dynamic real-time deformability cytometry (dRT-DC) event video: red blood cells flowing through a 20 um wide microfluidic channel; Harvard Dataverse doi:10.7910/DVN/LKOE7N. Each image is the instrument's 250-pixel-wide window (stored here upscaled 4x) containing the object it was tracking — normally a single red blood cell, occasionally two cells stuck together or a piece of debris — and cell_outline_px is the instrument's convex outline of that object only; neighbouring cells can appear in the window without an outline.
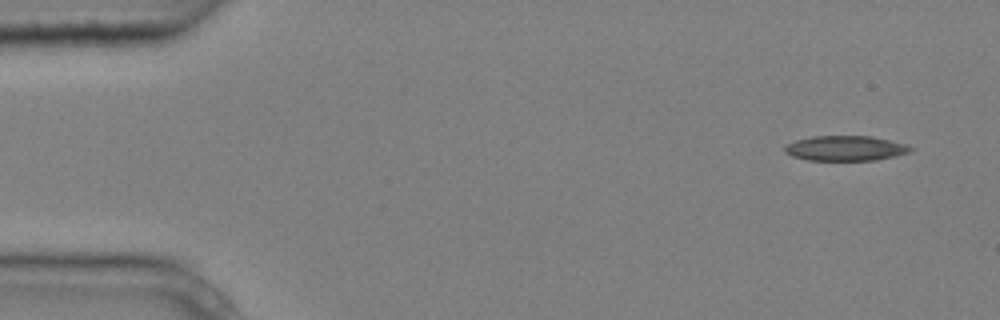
{"species": "common noctule bat (a hibernating species)", "species_latin": "Nyctalus noctula", "temperature_condition": "cold", "stored_images_in_passage": 6, "camera_frame_rate_fps": 3000, "um_per_image_px": 0.085, "animal": {"sex": "male", "body_mass_g": 20.4}, "frame": {"image": 1, "passage_image": 1, "time_ms": 0.0, "image_size_px": [1000, 320], "cell_outline_px": [[912, 148], [908, 152], [896, 156], [876, 160], [808, 160], [792, 156], [784, 152], [784, 144], [796, 140], [812, 136], [872, 136], [908, 144]], "centroid_in_image_um": [71.84, 12.6], "position_along_channel_um": 13.2, "area_um2": 18.44}}
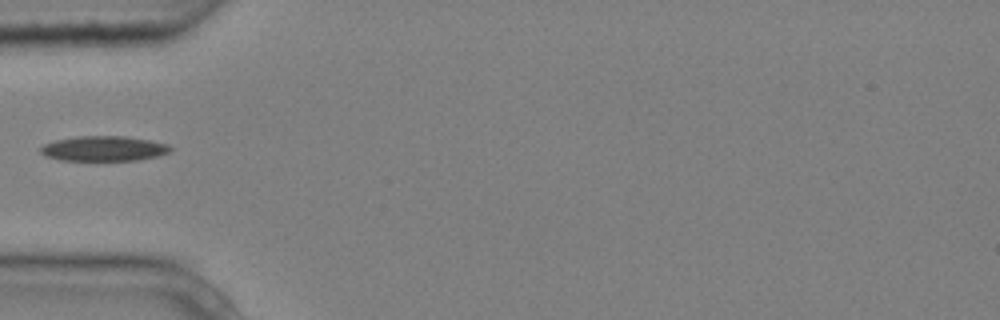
{"frame": {"image": 2, "passage_image": 5, "time_ms": 1.333, "image_size_px": [1000, 320], "cell_outline_px": [[172, 152], [160, 156], [136, 160], [60, 160], [44, 156], [40, 152], [40, 148], [44, 144], [56, 140], [76, 136], [124, 136], [148, 140], [168, 144], [172, 148]], "centroid_in_image_um": [8.84, 12.63], "position_along_channel_um": 76.2, "area_um2": 19.02}}
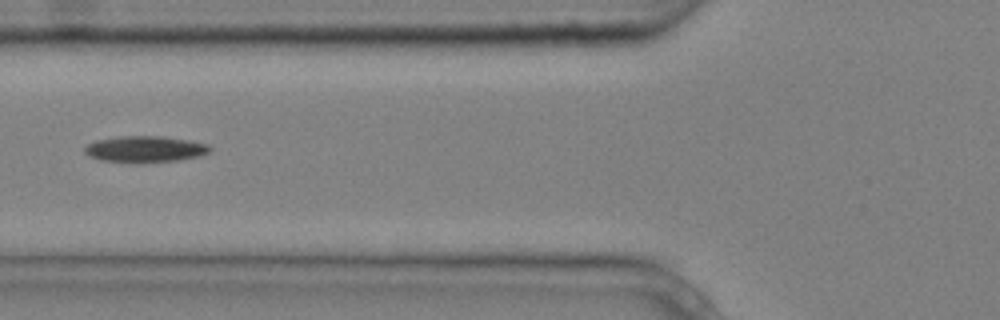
{"frame": {"image": 3, "passage_image": 6, "time_ms": 1.667, "image_size_px": [1000, 320], "cell_outline_px": [[212, 152], [200, 156], [180, 160], [100, 160], [88, 156], [84, 152], [84, 148], [88, 144], [96, 140], [120, 136], [164, 136], [188, 140], [208, 144], [212, 148]], "centroid_in_image_um": [12.38, 12.63], "position_along_channel_um": 113.4, "area_um2": 18.55}}